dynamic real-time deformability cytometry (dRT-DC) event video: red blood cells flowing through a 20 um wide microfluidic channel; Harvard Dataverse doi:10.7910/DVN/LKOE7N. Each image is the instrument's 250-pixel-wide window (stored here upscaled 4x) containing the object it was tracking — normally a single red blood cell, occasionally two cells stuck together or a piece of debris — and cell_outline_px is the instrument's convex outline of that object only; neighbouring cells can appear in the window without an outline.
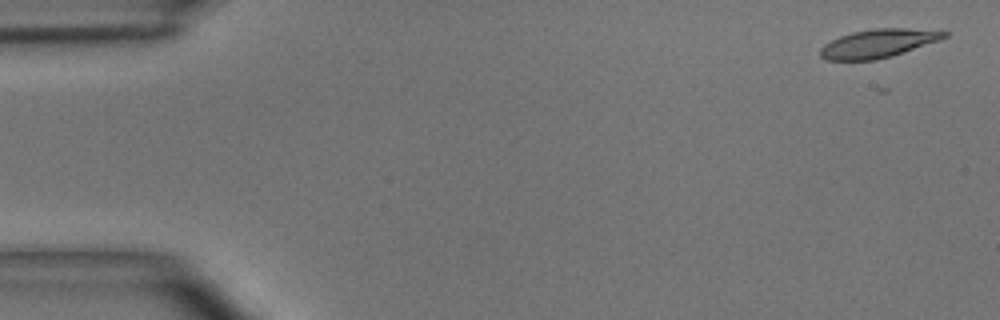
{"species": "common noctule bat (a hibernating species)", "species_latin": "Nyctalus noctula", "temperature_condition": "room temperature", "stored_images_in_passage": 8, "camera_frame_rate_fps": 3000, "um_per_image_px": 0.085, "animal": {"sex": "male", "body_mass_g": 15.6}, "frame": {"image": 1, "passage_image": 1, "time_ms": 0.0, "image_size_px": [1000, 320], "cell_outline_px": [[948, 36], [940, 40], [892, 56], [876, 60], [828, 60], [820, 56], [820, 48], [824, 44], [840, 36], [852, 32], [872, 28], [908, 28], [948, 32]], "centroid_in_image_um": [74.64, 3.69], "position_along_channel_um": 10.4, "area_um2": 20.52}}